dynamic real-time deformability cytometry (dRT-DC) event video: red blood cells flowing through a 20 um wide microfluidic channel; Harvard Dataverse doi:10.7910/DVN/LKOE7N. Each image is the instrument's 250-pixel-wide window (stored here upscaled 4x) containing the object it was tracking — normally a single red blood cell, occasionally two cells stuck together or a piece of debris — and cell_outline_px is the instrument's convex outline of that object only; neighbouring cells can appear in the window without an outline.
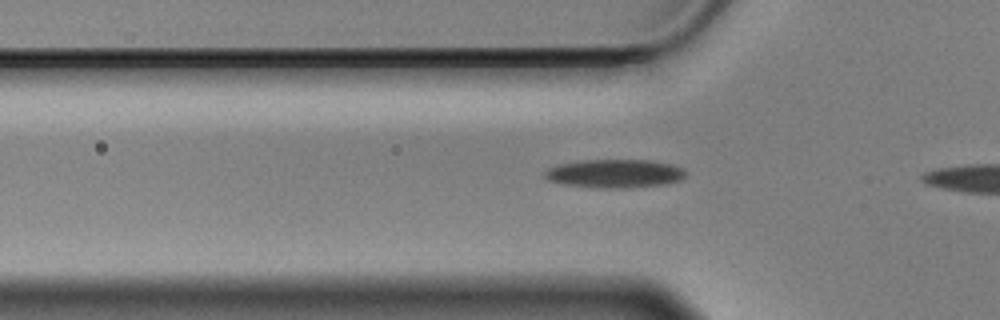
{"species": "Egyptian fruit bat (a non-hibernating species)", "species_latin": "Rousettus aegyptiacus", "temperature_condition": "cold", "stored_images_in_passage": 6, "camera_frame_rate_fps": 3000, "um_per_image_px": 0.085, "animal": {"sex": "male"}, "frame": {"image": 1, "passage_image": 3, "time_ms": 0.667, "image_size_px": [1000, 320], "cell_outline_px": [[684, 176], [680, 180], [664, 184], [620, 188], [600, 188], [564, 184], [548, 180], [544, 176], [544, 172], [548, 168], [556, 164], [580, 160], [652, 160], [672, 164], [684, 168]], "centroid_in_image_um": [52.22, 14.74], "position_along_channel_um": 73.6, "area_um2": 23.41}}